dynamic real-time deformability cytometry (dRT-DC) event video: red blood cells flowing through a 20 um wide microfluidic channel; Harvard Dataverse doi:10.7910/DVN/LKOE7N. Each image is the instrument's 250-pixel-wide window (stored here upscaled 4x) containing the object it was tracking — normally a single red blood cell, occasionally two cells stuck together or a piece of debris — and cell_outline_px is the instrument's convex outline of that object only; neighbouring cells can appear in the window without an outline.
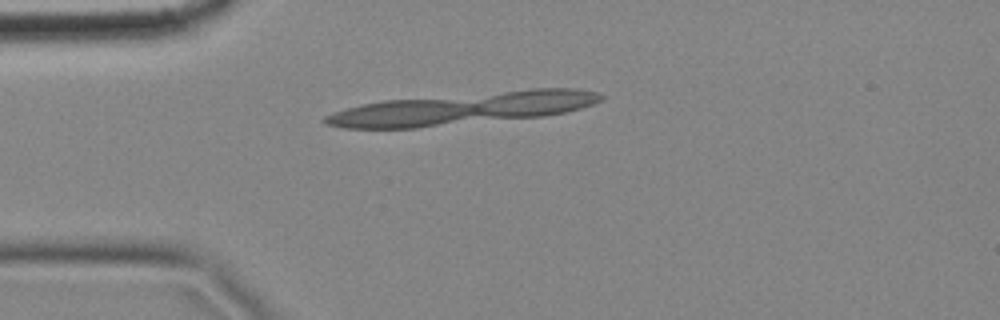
{"species": "common noctule bat (a hibernating species)", "species_latin": "Nyctalus noctula", "temperature_condition": "cold", "stored_images_in_passage": 4, "camera_frame_rate_fps": 3000, "um_per_image_px": 0.085, "animal": {"sex": "female", "body_mass_g": 18.4}, "frame": {"image": 1, "passage_image": 4, "time_ms": 1.0, "image_size_px": [1000, 320], "cell_outline_px": [[604, 96], [600, 100], [592, 104], [580, 108], [564, 112], [544, 116], [416, 128], [344, 128], [324, 124], [320, 120], [324, 116], [332, 112], [364, 104], [384, 100], [532, 88], [576, 88], [600, 92]], "centroid_in_image_um": [39.3, 9.21], "position_along_channel_um": 45.7, "area_um2": 51.73}}